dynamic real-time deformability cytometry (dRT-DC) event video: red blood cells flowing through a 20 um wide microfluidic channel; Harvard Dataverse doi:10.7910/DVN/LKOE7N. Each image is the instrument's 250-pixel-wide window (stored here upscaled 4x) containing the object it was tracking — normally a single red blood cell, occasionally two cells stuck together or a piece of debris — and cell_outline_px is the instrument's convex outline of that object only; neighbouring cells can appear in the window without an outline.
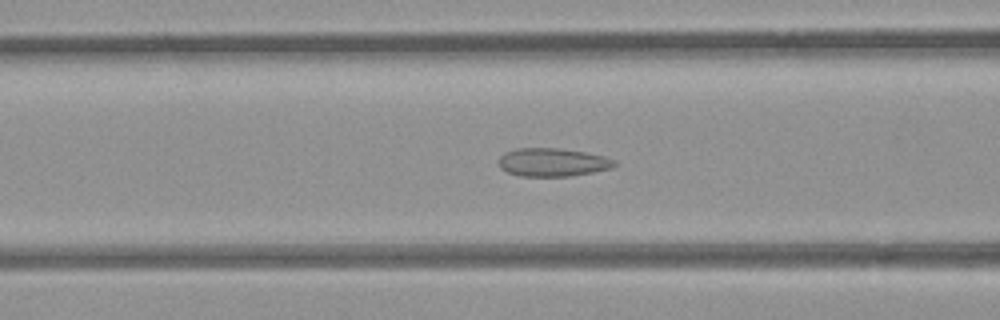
{"species": "common noctule bat (a hibernating species)", "species_latin": "Nyctalus noctula", "temperature_condition": "room temperature", "stored_images_in_passage": 54, "camera_frame_rate_fps": 3000, "um_per_image_px": 0.085, "animal": {"sex": "female", "body_mass_g": 21.9}, "frame": {"image": 1, "passage_image": 22, "time_ms": 7.0, "image_size_px": [1000, 320], "cell_outline_px": [[616, 164], [612, 168], [572, 176], [520, 176], [508, 172], [500, 168], [500, 156], [504, 152], [516, 148], [560, 148], [584, 152], [604, 156], [616, 160]], "centroid_in_image_um": [46.98, 13.79], "position_along_channel_um": 119.6, "area_um2": 19.07}}
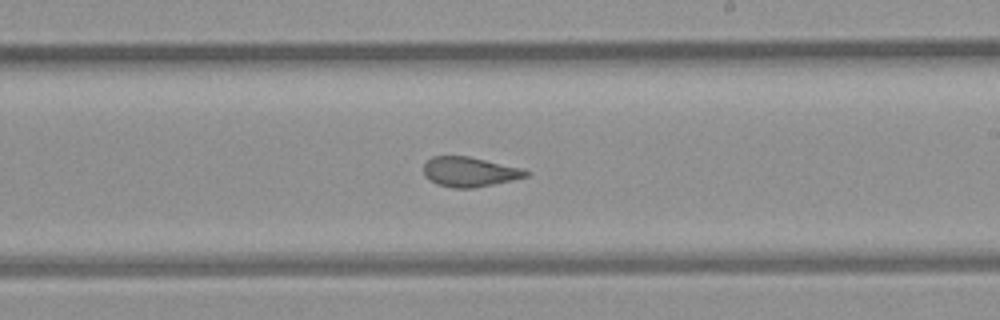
{"frame": {"image": 2, "passage_image": 32, "time_ms": 10.333, "image_size_px": [1000, 320], "cell_outline_px": [[532, 172], [528, 176], [512, 180], [476, 188], [452, 188], [436, 184], [424, 176], [424, 164], [432, 156], [468, 156], [520, 168]], "centroid_in_image_um": [39.9, 14.62], "position_along_channel_um": 249.1, "area_um2": 17.74}}
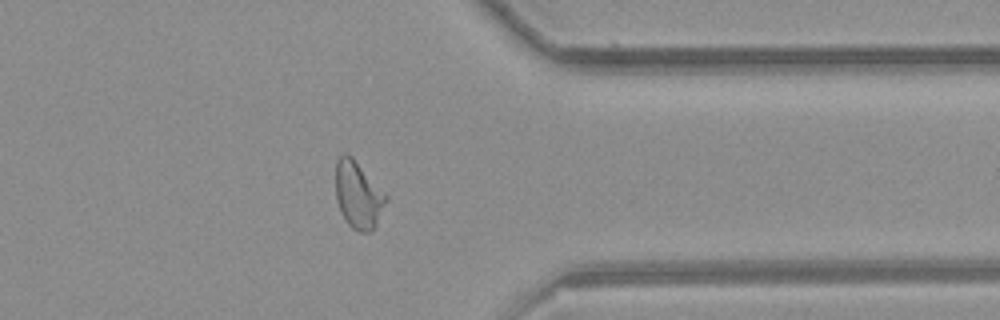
{"frame": {"image": 3, "passage_image": 43, "time_ms": 14.0, "image_size_px": [1000, 320], "cell_outline_px": [[388, 200], [376, 224], [368, 232], [360, 232], [352, 228], [348, 224], [340, 212], [336, 200], [336, 160], [344, 152], [348, 152], [352, 156], [388, 196]], "centroid_in_image_um": [30.43, 16.55], "position_along_channel_um": 381.0, "area_um2": 19.71}, "authors_computed_cell_mechanics": {"area_um2": 19.652, "velocity_mm_per_s": 3.8793, "shape_relaxation_time_tau1_ms": null, "shape_relaxation_time_tau2_ms": 1.3695, "deformation_change_tau1": null, "deformation_change_tau2": 0.0701}}